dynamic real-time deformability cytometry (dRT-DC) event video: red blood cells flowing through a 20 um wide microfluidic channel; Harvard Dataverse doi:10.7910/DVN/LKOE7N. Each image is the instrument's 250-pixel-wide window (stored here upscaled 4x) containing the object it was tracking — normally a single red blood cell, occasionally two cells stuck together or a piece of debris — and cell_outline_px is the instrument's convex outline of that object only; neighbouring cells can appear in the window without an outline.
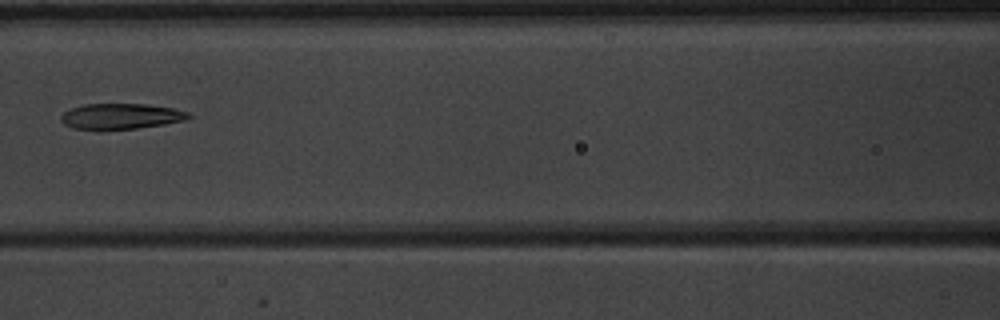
{"species": "common noctule bat (a hibernating species)", "species_latin": "Nyctalus noctula", "temperature_condition": "warm", "stored_images_in_passage": 7, "camera_frame_rate_fps": 3000, "um_per_image_px": 0.085, "animal": {"sex": "male", "body_mass_g": 20.1, "forearm_length_mm": 53.5}, "frame": {"image": 1, "passage_image": 7, "time_ms": 7.0, "image_size_px": [1000, 320], "cell_outline_px": [[192, 116], [188, 120], [164, 124], [136, 128], [104, 132], [100, 132], [72, 128], [64, 124], [60, 120], [60, 116], [64, 112], [72, 108], [84, 104], [144, 104], [172, 108], [188, 112]], "centroid_in_image_um": [10.23, 9.92], "position_along_channel_um": 156.4, "area_um2": 19.65}}